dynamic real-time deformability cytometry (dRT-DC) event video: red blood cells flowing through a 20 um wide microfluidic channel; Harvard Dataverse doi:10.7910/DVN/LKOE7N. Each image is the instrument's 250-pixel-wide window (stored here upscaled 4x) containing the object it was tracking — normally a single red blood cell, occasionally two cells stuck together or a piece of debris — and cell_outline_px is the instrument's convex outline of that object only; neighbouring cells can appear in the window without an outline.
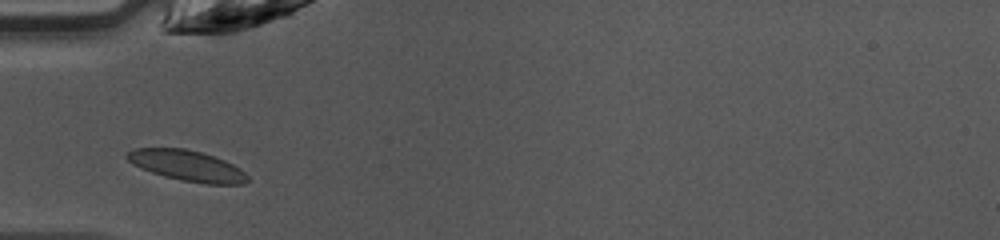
{"species": "common noctule bat (a hibernating species)", "species_latin": "Nyctalus noctula", "temperature_condition": "warm", "stored_images_in_passage": 33, "camera_frame_rate_fps": 3000, "um_per_image_px": 0.085, "animal": {"sex": "female", "body_mass_g": 10.0, "forearm_length_mm": 53.1}, "frame": {"image": 1, "passage_image": 2, "time_ms": 0.333, "image_size_px": [1000, 240], "cell_outline_px": [[248, 180], [244, 184], [204, 184], [180, 180], [164, 176], [140, 168], [132, 164], [124, 156], [132, 148], [184, 148], [200, 152], [224, 160], [240, 168], [248, 176]], "centroid_in_image_um": [15.88, 14.08], "position_along_channel_um": 69.1, "area_um2": 21.56}}
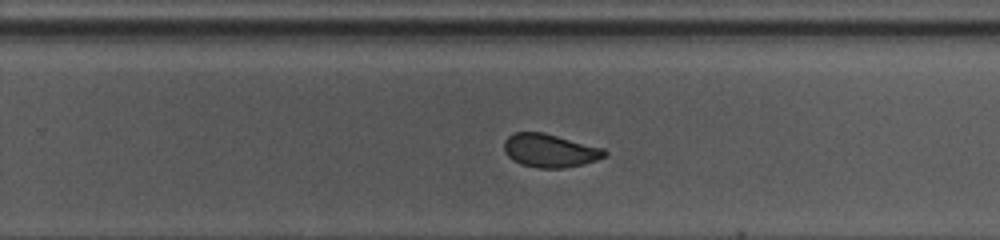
{"frame": {"image": 2, "passage_image": 17, "time_ms": 5.333, "image_size_px": [1000, 240], "cell_outline_px": [[608, 156], [584, 164], [564, 168], [536, 168], [520, 164], [512, 160], [504, 152], [504, 140], [512, 132], [544, 132], [604, 148], [608, 152]], "centroid_in_image_um": [46.74, 12.8], "position_along_channel_um": 283.1, "area_um2": 19.88}}
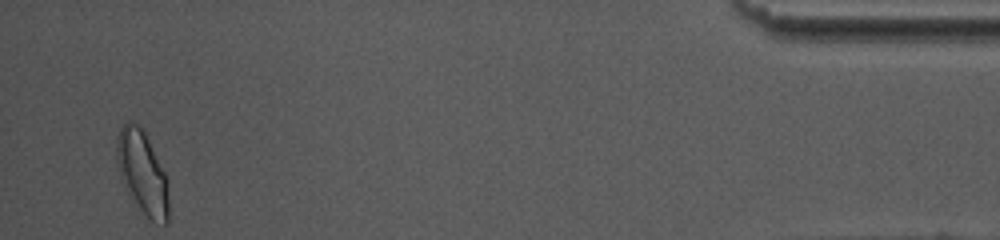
{"frame": {"image": 3, "passage_image": 32, "time_ms": 10.333, "image_size_px": [1000, 240], "cell_outline_px": [[168, 224], [164, 224], [152, 220], [140, 208], [124, 188], [116, 164], [116, 144], [120, 128], [128, 120], [132, 120], [140, 124], [144, 128], [168, 180]], "centroid_in_image_um": [12.09, 14.59], "position_along_channel_um": 423.1, "area_um2": 25.37}, "authors_computed_cell_mechanics": {"area_um2": 20.519, "velocity_mm_per_s": 4.2657, "shape_relaxation_time_tau1_ms": 2.4767, "shape_relaxation_time_tau2_ms": 1.009, "deformation_change_tau1": 0.1036, "deformation_change_tau2": 0.0547}}